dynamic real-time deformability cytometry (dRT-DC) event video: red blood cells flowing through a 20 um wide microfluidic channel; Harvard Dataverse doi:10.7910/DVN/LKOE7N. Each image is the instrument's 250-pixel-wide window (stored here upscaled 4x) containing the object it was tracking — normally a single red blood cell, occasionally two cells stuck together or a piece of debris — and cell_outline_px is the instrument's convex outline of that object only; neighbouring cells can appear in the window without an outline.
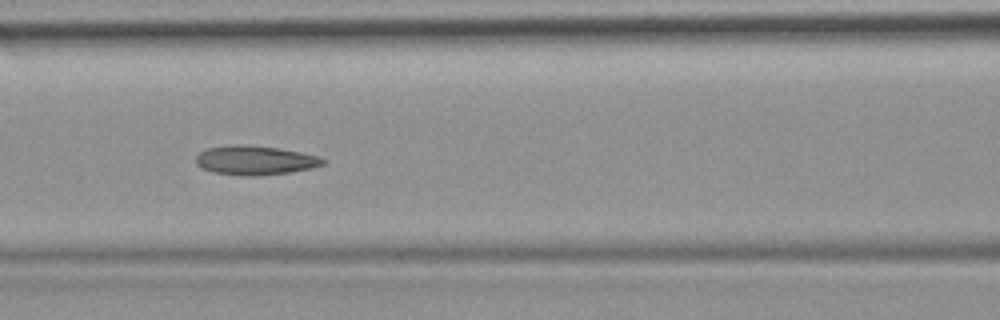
{"species": "common noctule bat (a hibernating species)", "species_latin": "Nyctalus noctula", "temperature_condition": "room temperature", "stored_images_in_passage": 52, "camera_frame_rate_fps": 3000, "um_per_image_px": 0.085, "animal": {"sex": "female", "body_mass_g": 19.9}, "frame": {"image": 1, "passage_image": 23, "time_ms": 7.333, "image_size_px": [1000, 320], "cell_outline_px": [[328, 160], [324, 164], [312, 168], [292, 172], [256, 176], [244, 176], [212, 172], [196, 164], [196, 156], [200, 152], [208, 148], [232, 144], [244, 144], [280, 148], [320, 156]], "centroid_in_image_um": [21.72, 13.62], "position_along_channel_um": 144.9, "area_um2": 21.85}, "authors_computed_cell_mechanics": {"area_um2": 21.9062, "velocity_mm_per_s": 3.8473, "shape_relaxation_time_tau1_ms": null, "shape_relaxation_time_tau2_ms": 5.2638, "deformation_change_tau1": null, "deformation_change_tau2": 0.1073}}